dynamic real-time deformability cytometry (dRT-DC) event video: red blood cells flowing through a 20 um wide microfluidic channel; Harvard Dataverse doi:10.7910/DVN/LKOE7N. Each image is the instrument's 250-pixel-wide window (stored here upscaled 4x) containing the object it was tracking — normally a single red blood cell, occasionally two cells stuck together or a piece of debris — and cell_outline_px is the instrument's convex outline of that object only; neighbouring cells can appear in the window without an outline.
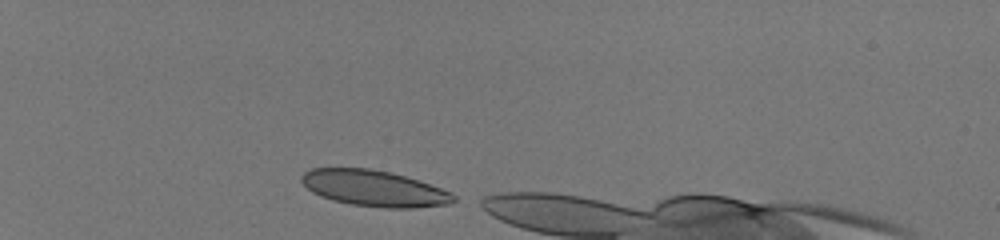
{"species": "human", "species_latin": "Homo sapiens", "temperature_condition": "room temperature", "stored_images_in_passage": 37, "camera_frame_rate_fps": 3000, "um_per_image_px": 0.085, "donor": {"sex": "male"}, "frame": {"image": 1, "passage_image": 1, "time_ms": 0.0, "image_size_px": [1000, 240], "cell_outline_px": [[456, 200], [452, 204], [412, 208], [384, 208], [352, 204], [332, 200], [320, 196], [312, 192], [300, 180], [300, 176], [304, 172], [312, 168], [368, 168], [388, 172], [404, 176], [452, 192], [456, 196]], "centroid_in_image_um": [31.8, 16.02], "position_along_channel_um": 53.2, "area_um2": 31.85}}
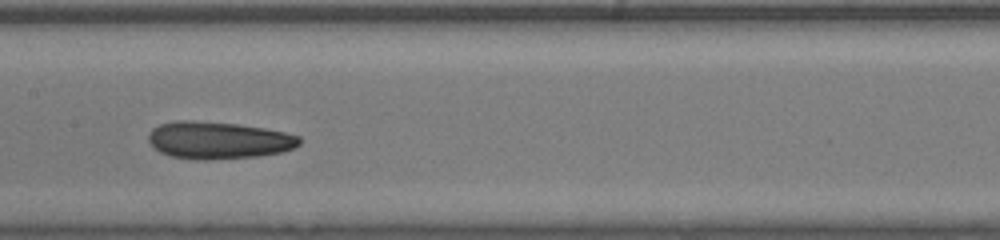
{"frame": {"image": 2, "passage_image": 15, "time_ms": 4.667, "image_size_px": [1000, 240], "cell_outline_px": [[300, 144], [292, 148], [280, 152], [256, 156], [204, 160], [196, 160], [172, 156], [160, 152], [148, 140], [148, 136], [152, 128], [160, 124], [176, 120], [192, 120], [236, 124], [264, 128], [284, 132], [300, 136]], "centroid_in_image_um": [18.54, 11.91], "position_along_channel_um": 188.9, "area_um2": 32.54}}
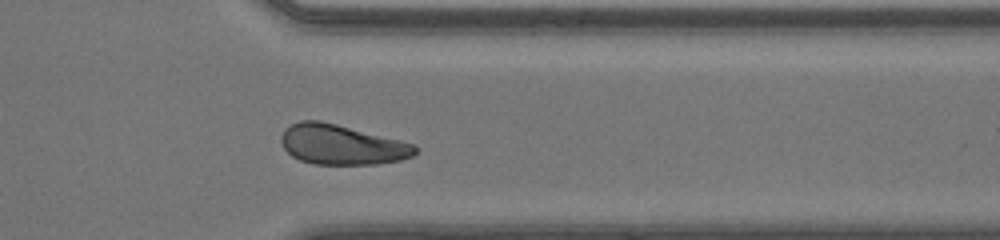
{"frame": {"image": 3, "passage_image": 29, "time_ms": 9.333, "image_size_px": [1000, 240], "cell_outline_px": [[416, 152], [412, 156], [400, 160], [376, 164], [312, 164], [300, 160], [292, 156], [284, 148], [280, 140], [280, 136], [284, 128], [300, 120], [320, 120], [416, 144]], "centroid_in_image_um": [29.01, 12.29], "position_along_channel_um": 382.4, "area_um2": 31.15}, "authors_computed_cell_mechanics": {"area_um2": 32.1946, "velocity_mm_per_s": 4.1367, "shape_relaxation_time_tau1_ms": null, "shape_relaxation_time_tau2_ms": 2.6002, "deformation_change_tau1": null, "deformation_change_tau2": 0.0595}}